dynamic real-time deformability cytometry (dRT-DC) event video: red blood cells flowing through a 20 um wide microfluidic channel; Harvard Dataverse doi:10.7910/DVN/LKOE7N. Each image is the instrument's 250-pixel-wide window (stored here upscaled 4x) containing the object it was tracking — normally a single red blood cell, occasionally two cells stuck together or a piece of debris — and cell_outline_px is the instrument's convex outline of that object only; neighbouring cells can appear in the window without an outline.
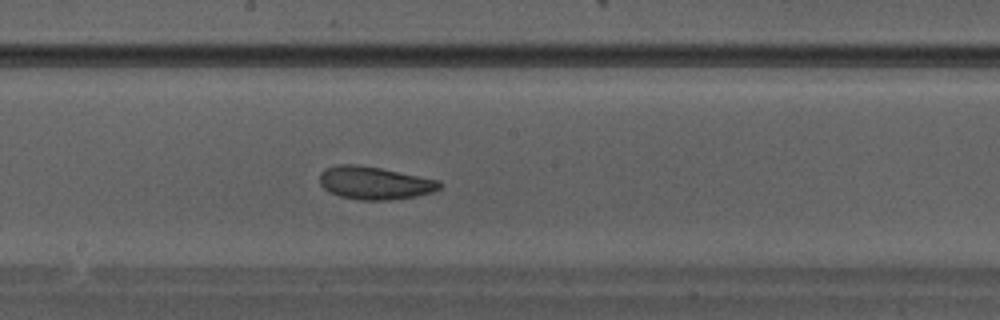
{"species": "Egyptian fruit bat (a non-hibernating species)", "species_latin": "Rousettus aegyptiacus", "temperature_condition": "warm", "stored_images_in_passage": 30, "camera_frame_rate_fps": 3000, "um_per_image_px": 0.085, "animal": {"sex": "male"}, "frame": {"image": 1, "passage_image": 18, "time_ms": 5.667, "image_size_px": [1000, 320], "cell_outline_px": [[444, 184], [440, 188], [432, 192], [416, 196], [388, 200], [360, 200], [340, 196], [324, 188], [320, 184], [320, 172], [324, 168], [336, 164], [356, 164], [380, 168], [440, 180]], "centroid_in_image_um": [31.85, 15.54], "position_along_channel_um": 216.4, "area_um2": 23.0}}